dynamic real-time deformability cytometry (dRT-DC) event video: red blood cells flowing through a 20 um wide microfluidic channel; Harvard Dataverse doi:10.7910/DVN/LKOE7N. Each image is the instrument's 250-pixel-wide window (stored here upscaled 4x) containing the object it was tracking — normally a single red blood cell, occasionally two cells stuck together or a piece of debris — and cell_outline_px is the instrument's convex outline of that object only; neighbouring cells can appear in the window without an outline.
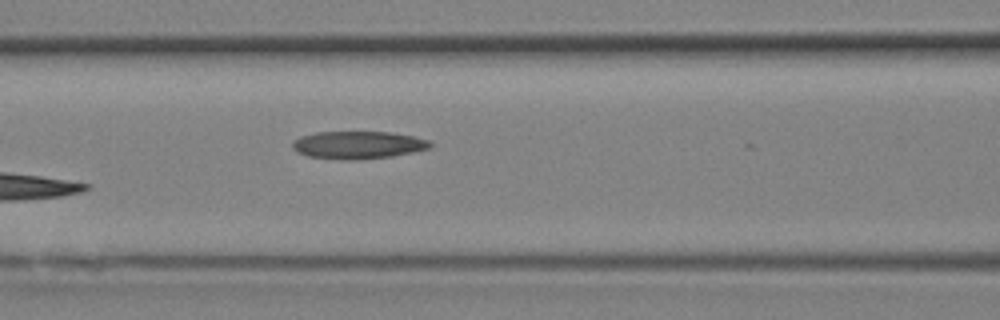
{"species": "Egyptian fruit bat (a non-hibernating species)", "species_latin": "Rousettus aegyptiacus", "temperature_condition": "room temperature", "stored_images_in_passage": 7, "camera_frame_rate_fps": 3000, "um_per_image_px": 0.085, "animal": {"sex": "female"}, "frame": {"image": 1, "passage_image": 7, "time_ms": 2.0, "image_size_px": [1000, 320], "cell_outline_px": [[432, 144], [428, 148], [412, 152], [392, 156], [356, 160], [348, 160], [308, 156], [296, 152], [292, 148], [292, 144], [300, 136], [316, 132], [388, 132], [412, 136], [428, 140]], "centroid_in_image_um": [30.4, 12.32], "position_along_channel_um": 136.2, "area_um2": 21.96}}